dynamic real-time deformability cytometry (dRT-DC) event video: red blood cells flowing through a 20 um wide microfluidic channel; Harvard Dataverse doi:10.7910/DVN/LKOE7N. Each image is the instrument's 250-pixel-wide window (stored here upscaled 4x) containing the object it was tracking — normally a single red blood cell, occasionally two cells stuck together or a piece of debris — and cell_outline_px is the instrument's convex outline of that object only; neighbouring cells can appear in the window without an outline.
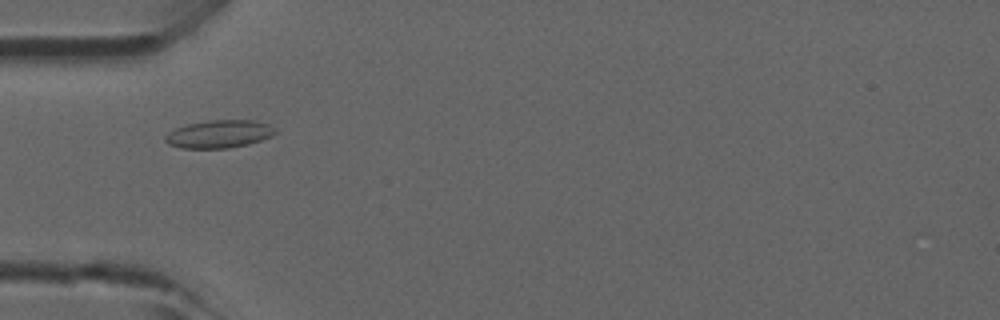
{"species": "common noctule bat (a hibernating species)", "species_latin": "Nyctalus noctula", "temperature_condition": "room temperature", "stored_images_in_passage": 3, "camera_frame_rate_fps": 3000, "um_per_image_px": 0.085, "animal": {"sex": "male", "forearm_length_mm": 52.5}, "frame": {"image": 1, "passage_image": 3, "time_ms": 0.667, "image_size_px": [1000, 320], "cell_outline_px": [[276, 132], [272, 136], [248, 144], [228, 148], [180, 148], [168, 144], [164, 140], [164, 136], [168, 132], [176, 128], [188, 124], [208, 120], [252, 120], [268, 124], [276, 128]], "centroid_in_image_um": [18.61, 11.39], "position_along_channel_um": 66.4, "area_um2": 17.86}}